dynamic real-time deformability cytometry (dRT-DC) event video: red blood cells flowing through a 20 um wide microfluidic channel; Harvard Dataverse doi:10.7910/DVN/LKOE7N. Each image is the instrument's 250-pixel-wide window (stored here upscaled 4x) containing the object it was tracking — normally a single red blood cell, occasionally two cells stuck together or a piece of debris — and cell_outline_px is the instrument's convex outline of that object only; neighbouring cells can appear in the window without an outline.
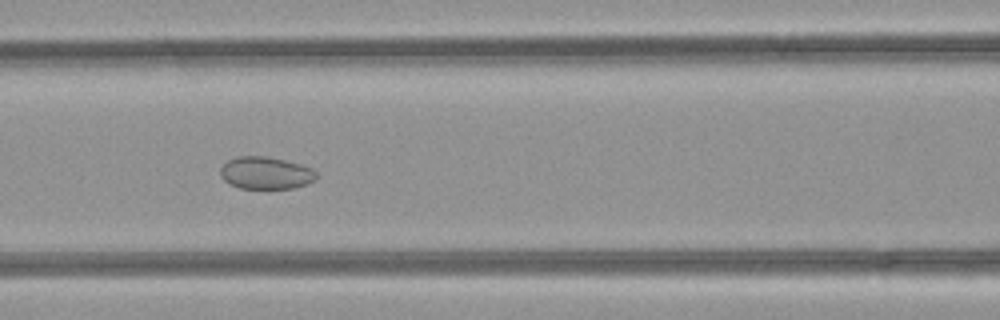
{"species": "common noctule bat (a hibernating species)", "species_latin": "Nyctalus noctula", "temperature_condition": "room temperature", "stored_images_in_passage": 38, "camera_frame_rate_fps": 3000, "um_per_image_px": 0.085, "animal": {"sex": "female", "body_mass_g": 21.9}, "frame": {"image": 1, "passage_image": 10, "time_ms": 3.0, "image_size_px": [1000, 320], "cell_outline_px": [[316, 180], [308, 184], [292, 188], [240, 188], [228, 184], [220, 176], [220, 168], [228, 160], [236, 156], [268, 156], [300, 164], [312, 168], [316, 172]], "centroid_in_image_um": [22.58, 14.7], "position_along_channel_um": 144.0, "area_um2": 18.21}}
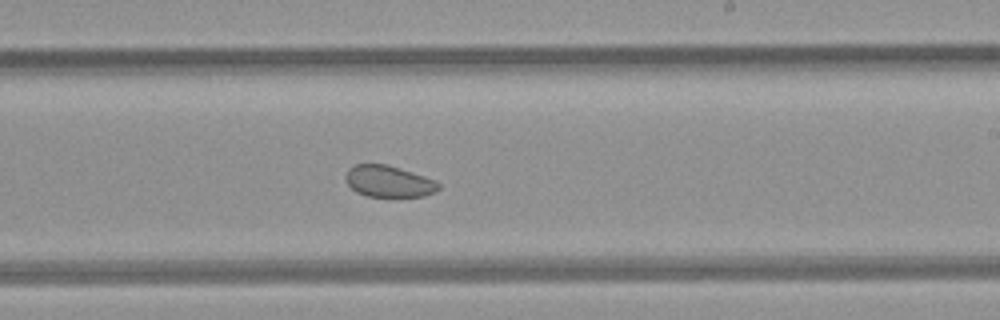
{"frame": {"image": 2, "passage_image": 18, "time_ms": 5.667, "image_size_px": [1000, 320], "cell_outline_px": [[440, 188], [436, 192], [424, 196], [368, 196], [356, 192], [344, 180], [344, 176], [348, 168], [356, 164], [388, 164], [436, 180], [440, 184]], "centroid_in_image_um": [33.03, 15.41], "position_along_channel_um": 256.0, "area_um2": 17.17}}
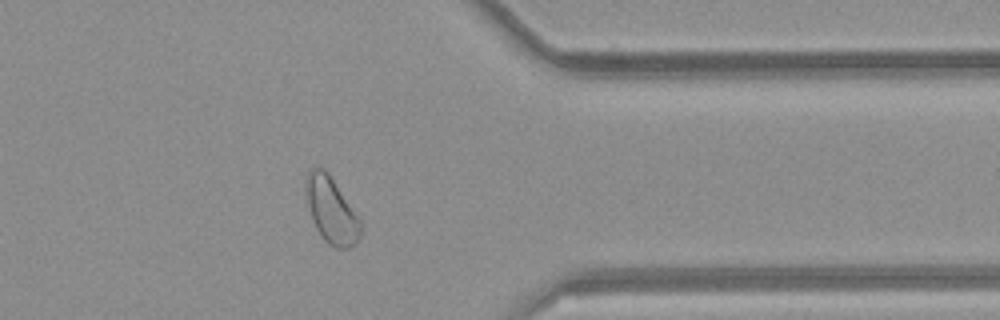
{"frame": {"image": 3, "passage_image": 28, "time_ms": 9.0, "image_size_px": [1000, 320], "cell_outline_px": [[360, 236], [348, 248], [332, 248], [324, 240], [316, 228], [312, 220], [304, 192], [304, 176], [312, 168], [324, 168], [328, 172], [360, 220]], "centroid_in_image_um": [28.1, 17.84], "position_along_channel_um": 383.3, "area_um2": 20.92}, "authors_computed_cell_mechanics": {"area_um2": 19.8254, "velocity_mm_per_s": 4.2028, "shape_relaxation_time_tau1_ms": null, "shape_relaxation_time_tau2_ms": 7.3913, "deformation_change_tau1": null, "deformation_change_tau2": 0.1016}}